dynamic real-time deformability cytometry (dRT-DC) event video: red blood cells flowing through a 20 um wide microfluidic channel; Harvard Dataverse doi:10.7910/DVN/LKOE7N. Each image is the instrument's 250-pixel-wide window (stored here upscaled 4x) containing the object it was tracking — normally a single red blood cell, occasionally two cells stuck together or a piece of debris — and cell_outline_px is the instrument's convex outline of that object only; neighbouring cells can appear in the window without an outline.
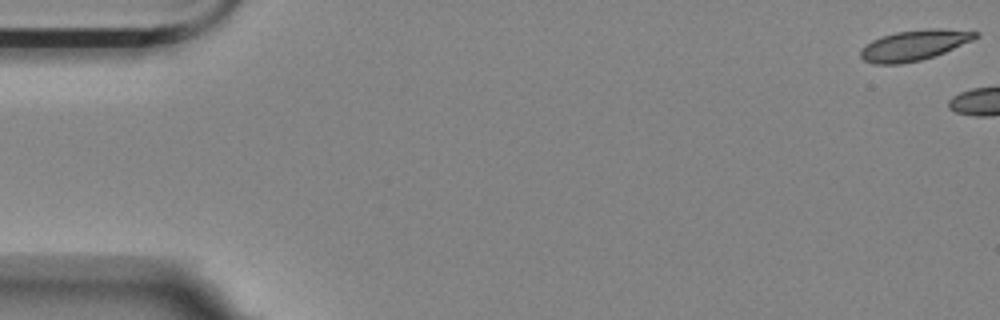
{"species": "Egyptian fruit bat (a non-hibernating species)", "species_latin": "Rousettus aegyptiacus", "temperature_condition": "room temperature", "stored_images_in_passage": 13, "camera_frame_rate_fps": 3000, "um_per_image_px": 0.085, "animal": {"sex": "female"}, "frame": {"image": 1, "passage_image": 1, "time_ms": 0.0, "image_size_px": [1000, 320], "cell_outline_px": [[980, 36], [972, 40], [944, 52], [920, 60], [900, 64], [872, 64], [864, 60], [860, 56], [860, 48], [872, 40], [880, 36], [896, 32], [924, 28], [940, 28], [980, 32]], "centroid_in_image_um": [77.67, 3.83], "position_along_channel_um": 7.3, "area_um2": 20.46}}